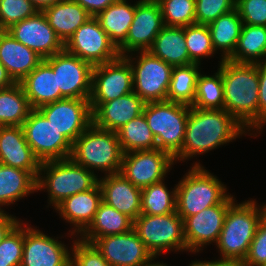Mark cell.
<instances>
[{"instance_id":"28","label":"cell","mask_w":266,"mask_h":266,"mask_svg":"<svg viewBox=\"0 0 266 266\" xmlns=\"http://www.w3.org/2000/svg\"><path fill=\"white\" fill-rule=\"evenodd\" d=\"M148 51L173 67L190 64L185 27L164 26Z\"/></svg>"},{"instance_id":"7","label":"cell","mask_w":266,"mask_h":266,"mask_svg":"<svg viewBox=\"0 0 266 266\" xmlns=\"http://www.w3.org/2000/svg\"><path fill=\"white\" fill-rule=\"evenodd\" d=\"M190 106L172 101L148 102L143 114L156 137L157 148L173 158L181 151Z\"/></svg>"},{"instance_id":"40","label":"cell","mask_w":266,"mask_h":266,"mask_svg":"<svg viewBox=\"0 0 266 266\" xmlns=\"http://www.w3.org/2000/svg\"><path fill=\"white\" fill-rule=\"evenodd\" d=\"M164 26L186 27L196 24L195 0H160Z\"/></svg>"},{"instance_id":"4","label":"cell","mask_w":266,"mask_h":266,"mask_svg":"<svg viewBox=\"0 0 266 266\" xmlns=\"http://www.w3.org/2000/svg\"><path fill=\"white\" fill-rule=\"evenodd\" d=\"M97 176L71 158L45 161L40 166L36 189H46L48 203L56 208L67 197L93 189L99 181Z\"/></svg>"},{"instance_id":"35","label":"cell","mask_w":266,"mask_h":266,"mask_svg":"<svg viewBox=\"0 0 266 266\" xmlns=\"http://www.w3.org/2000/svg\"><path fill=\"white\" fill-rule=\"evenodd\" d=\"M199 68V64L195 63L173 67L166 100L192 106Z\"/></svg>"},{"instance_id":"20","label":"cell","mask_w":266,"mask_h":266,"mask_svg":"<svg viewBox=\"0 0 266 266\" xmlns=\"http://www.w3.org/2000/svg\"><path fill=\"white\" fill-rule=\"evenodd\" d=\"M24 225V246L20 266H70L71 250L55 237ZM56 239V240H55Z\"/></svg>"},{"instance_id":"3","label":"cell","mask_w":266,"mask_h":266,"mask_svg":"<svg viewBox=\"0 0 266 266\" xmlns=\"http://www.w3.org/2000/svg\"><path fill=\"white\" fill-rule=\"evenodd\" d=\"M253 199L229 206L217 248L222 260L239 266L245 259L261 221L260 210Z\"/></svg>"},{"instance_id":"51","label":"cell","mask_w":266,"mask_h":266,"mask_svg":"<svg viewBox=\"0 0 266 266\" xmlns=\"http://www.w3.org/2000/svg\"><path fill=\"white\" fill-rule=\"evenodd\" d=\"M38 12L58 4L61 0H30Z\"/></svg>"},{"instance_id":"43","label":"cell","mask_w":266,"mask_h":266,"mask_svg":"<svg viewBox=\"0 0 266 266\" xmlns=\"http://www.w3.org/2000/svg\"><path fill=\"white\" fill-rule=\"evenodd\" d=\"M236 0H195L196 24L208 25L235 9Z\"/></svg>"},{"instance_id":"44","label":"cell","mask_w":266,"mask_h":266,"mask_svg":"<svg viewBox=\"0 0 266 266\" xmlns=\"http://www.w3.org/2000/svg\"><path fill=\"white\" fill-rule=\"evenodd\" d=\"M78 238L73 240L70 266H110L92 243Z\"/></svg>"},{"instance_id":"18","label":"cell","mask_w":266,"mask_h":266,"mask_svg":"<svg viewBox=\"0 0 266 266\" xmlns=\"http://www.w3.org/2000/svg\"><path fill=\"white\" fill-rule=\"evenodd\" d=\"M92 244L110 266H144L156 259L133 228L123 234L96 238Z\"/></svg>"},{"instance_id":"10","label":"cell","mask_w":266,"mask_h":266,"mask_svg":"<svg viewBox=\"0 0 266 266\" xmlns=\"http://www.w3.org/2000/svg\"><path fill=\"white\" fill-rule=\"evenodd\" d=\"M22 129L27 143L41 163L70 158L72 144L38 109H32Z\"/></svg>"},{"instance_id":"15","label":"cell","mask_w":266,"mask_h":266,"mask_svg":"<svg viewBox=\"0 0 266 266\" xmlns=\"http://www.w3.org/2000/svg\"><path fill=\"white\" fill-rule=\"evenodd\" d=\"M234 201L230 194L220 204L183 220L186 251L197 253L204 246L218 242L228 208Z\"/></svg>"},{"instance_id":"55","label":"cell","mask_w":266,"mask_h":266,"mask_svg":"<svg viewBox=\"0 0 266 266\" xmlns=\"http://www.w3.org/2000/svg\"><path fill=\"white\" fill-rule=\"evenodd\" d=\"M142 1H147V2H159L160 0H142Z\"/></svg>"},{"instance_id":"12","label":"cell","mask_w":266,"mask_h":266,"mask_svg":"<svg viewBox=\"0 0 266 266\" xmlns=\"http://www.w3.org/2000/svg\"><path fill=\"white\" fill-rule=\"evenodd\" d=\"M57 73V90L61 99H89L93 66L65 49L44 59Z\"/></svg>"},{"instance_id":"14","label":"cell","mask_w":266,"mask_h":266,"mask_svg":"<svg viewBox=\"0 0 266 266\" xmlns=\"http://www.w3.org/2000/svg\"><path fill=\"white\" fill-rule=\"evenodd\" d=\"M133 92V75L124 56L93 66L90 104H102Z\"/></svg>"},{"instance_id":"50","label":"cell","mask_w":266,"mask_h":266,"mask_svg":"<svg viewBox=\"0 0 266 266\" xmlns=\"http://www.w3.org/2000/svg\"><path fill=\"white\" fill-rule=\"evenodd\" d=\"M14 83L6 68L0 63V89L10 87Z\"/></svg>"},{"instance_id":"24","label":"cell","mask_w":266,"mask_h":266,"mask_svg":"<svg viewBox=\"0 0 266 266\" xmlns=\"http://www.w3.org/2000/svg\"><path fill=\"white\" fill-rule=\"evenodd\" d=\"M102 201V192L99 184L93 189L67 197L55 210L61 218L73 224L72 235H80L93 222L98 206ZM77 233V234H76Z\"/></svg>"},{"instance_id":"19","label":"cell","mask_w":266,"mask_h":266,"mask_svg":"<svg viewBox=\"0 0 266 266\" xmlns=\"http://www.w3.org/2000/svg\"><path fill=\"white\" fill-rule=\"evenodd\" d=\"M7 31L19 42L32 49L42 59L64 50V43L49 25L43 12L12 25Z\"/></svg>"},{"instance_id":"9","label":"cell","mask_w":266,"mask_h":266,"mask_svg":"<svg viewBox=\"0 0 266 266\" xmlns=\"http://www.w3.org/2000/svg\"><path fill=\"white\" fill-rule=\"evenodd\" d=\"M138 53L139 56L137 54L136 57L132 56L133 53H130L131 56H124L132 69L133 92L145 103L166 101L173 66L153 56L149 51Z\"/></svg>"},{"instance_id":"30","label":"cell","mask_w":266,"mask_h":266,"mask_svg":"<svg viewBox=\"0 0 266 266\" xmlns=\"http://www.w3.org/2000/svg\"><path fill=\"white\" fill-rule=\"evenodd\" d=\"M126 1L116 0L96 16L101 28L117 49L125 42L135 15V4L131 5Z\"/></svg>"},{"instance_id":"49","label":"cell","mask_w":266,"mask_h":266,"mask_svg":"<svg viewBox=\"0 0 266 266\" xmlns=\"http://www.w3.org/2000/svg\"><path fill=\"white\" fill-rule=\"evenodd\" d=\"M6 211H0V243L7 234L21 221L13 215L7 214ZM13 216V217H12Z\"/></svg>"},{"instance_id":"48","label":"cell","mask_w":266,"mask_h":266,"mask_svg":"<svg viewBox=\"0 0 266 266\" xmlns=\"http://www.w3.org/2000/svg\"><path fill=\"white\" fill-rule=\"evenodd\" d=\"M79 3L92 17H96L116 0H74Z\"/></svg>"},{"instance_id":"52","label":"cell","mask_w":266,"mask_h":266,"mask_svg":"<svg viewBox=\"0 0 266 266\" xmlns=\"http://www.w3.org/2000/svg\"><path fill=\"white\" fill-rule=\"evenodd\" d=\"M189 266H232L229 262L222 260L221 258L213 261H192Z\"/></svg>"},{"instance_id":"32","label":"cell","mask_w":266,"mask_h":266,"mask_svg":"<svg viewBox=\"0 0 266 266\" xmlns=\"http://www.w3.org/2000/svg\"><path fill=\"white\" fill-rule=\"evenodd\" d=\"M242 26L243 22L236 8L208 24L213 48L215 52H222L220 60L228 59L234 53Z\"/></svg>"},{"instance_id":"34","label":"cell","mask_w":266,"mask_h":266,"mask_svg":"<svg viewBox=\"0 0 266 266\" xmlns=\"http://www.w3.org/2000/svg\"><path fill=\"white\" fill-rule=\"evenodd\" d=\"M31 111L20 83L0 89V126H22Z\"/></svg>"},{"instance_id":"13","label":"cell","mask_w":266,"mask_h":266,"mask_svg":"<svg viewBox=\"0 0 266 266\" xmlns=\"http://www.w3.org/2000/svg\"><path fill=\"white\" fill-rule=\"evenodd\" d=\"M174 158L158 148L123 154L120 173L136 187L143 189L164 180Z\"/></svg>"},{"instance_id":"38","label":"cell","mask_w":266,"mask_h":266,"mask_svg":"<svg viewBox=\"0 0 266 266\" xmlns=\"http://www.w3.org/2000/svg\"><path fill=\"white\" fill-rule=\"evenodd\" d=\"M192 107L201 109H224V87L222 73L213 76L199 74Z\"/></svg>"},{"instance_id":"36","label":"cell","mask_w":266,"mask_h":266,"mask_svg":"<svg viewBox=\"0 0 266 266\" xmlns=\"http://www.w3.org/2000/svg\"><path fill=\"white\" fill-rule=\"evenodd\" d=\"M117 134L123 154L157 148L156 137L151 132L143 113L121 127Z\"/></svg>"},{"instance_id":"1","label":"cell","mask_w":266,"mask_h":266,"mask_svg":"<svg viewBox=\"0 0 266 266\" xmlns=\"http://www.w3.org/2000/svg\"><path fill=\"white\" fill-rule=\"evenodd\" d=\"M247 131L225 109H201L190 106L184 143L174 161L184 162L195 155L207 153L240 138Z\"/></svg>"},{"instance_id":"46","label":"cell","mask_w":266,"mask_h":266,"mask_svg":"<svg viewBox=\"0 0 266 266\" xmlns=\"http://www.w3.org/2000/svg\"><path fill=\"white\" fill-rule=\"evenodd\" d=\"M239 266H266V224L260 221L248 253Z\"/></svg>"},{"instance_id":"2","label":"cell","mask_w":266,"mask_h":266,"mask_svg":"<svg viewBox=\"0 0 266 266\" xmlns=\"http://www.w3.org/2000/svg\"><path fill=\"white\" fill-rule=\"evenodd\" d=\"M224 109L246 130L258 132L259 76L257 64L221 60ZM252 129V130H251Z\"/></svg>"},{"instance_id":"33","label":"cell","mask_w":266,"mask_h":266,"mask_svg":"<svg viewBox=\"0 0 266 266\" xmlns=\"http://www.w3.org/2000/svg\"><path fill=\"white\" fill-rule=\"evenodd\" d=\"M228 59L248 64L265 61L266 26L243 24L234 53Z\"/></svg>"},{"instance_id":"54","label":"cell","mask_w":266,"mask_h":266,"mask_svg":"<svg viewBox=\"0 0 266 266\" xmlns=\"http://www.w3.org/2000/svg\"><path fill=\"white\" fill-rule=\"evenodd\" d=\"M152 261H154V259L153 260H151L149 263H147V264H145L144 266H168L166 263H160V262H153L152 263Z\"/></svg>"},{"instance_id":"5","label":"cell","mask_w":266,"mask_h":266,"mask_svg":"<svg viewBox=\"0 0 266 266\" xmlns=\"http://www.w3.org/2000/svg\"><path fill=\"white\" fill-rule=\"evenodd\" d=\"M122 157L117 132L100 129L93 124L75 140L70 156L76 164L93 173L94 170L105 172V175L120 172Z\"/></svg>"},{"instance_id":"26","label":"cell","mask_w":266,"mask_h":266,"mask_svg":"<svg viewBox=\"0 0 266 266\" xmlns=\"http://www.w3.org/2000/svg\"><path fill=\"white\" fill-rule=\"evenodd\" d=\"M21 87L32 109L61 100V90H57V73L43 59L21 82Z\"/></svg>"},{"instance_id":"47","label":"cell","mask_w":266,"mask_h":266,"mask_svg":"<svg viewBox=\"0 0 266 266\" xmlns=\"http://www.w3.org/2000/svg\"><path fill=\"white\" fill-rule=\"evenodd\" d=\"M259 76L258 131L266 125V60L257 63Z\"/></svg>"},{"instance_id":"8","label":"cell","mask_w":266,"mask_h":266,"mask_svg":"<svg viewBox=\"0 0 266 266\" xmlns=\"http://www.w3.org/2000/svg\"><path fill=\"white\" fill-rule=\"evenodd\" d=\"M133 229L154 257L168 250L186 251L183 219L175 211L165 215L141 214Z\"/></svg>"},{"instance_id":"27","label":"cell","mask_w":266,"mask_h":266,"mask_svg":"<svg viewBox=\"0 0 266 266\" xmlns=\"http://www.w3.org/2000/svg\"><path fill=\"white\" fill-rule=\"evenodd\" d=\"M49 25L65 44L74 32L92 16L76 1L61 0L43 11Z\"/></svg>"},{"instance_id":"41","label":"cell","mask_w":266,"mask_h":266,"mask_svg":"<svg viewBox=\"0 0 266 266\" xmlns=\"http://www.w3.org/2000/svg\"><path fill=\"white\" fill-rule=\"evenodd\" d=\"M23 221L19 222L0 243V266H20L24 246Z\"/></svg>"},{"instance_id":"31","label":"cell","mask_w":266,"mask_h":266,"mask_svg":"<svg viewBox=\"0 0 266 266\" xmlns=\"http://www.w3.org/2000/svg\"><path fill=\"white\" fill-rule=\"evenodd\" d=\"M37 179L28 171L0 163V211L1 206L37 192Z\"/></svg>"},{"instance_id":"17","label":"cell","mask_w":266,"mask_h":266,"mask_svg":"<svg viewBox=\"0 0 266 266\" xmlns=\"http://www.w3.org/2000/svg\"><path fill=\"white\" fill-rule=\"evenodd\" d=\"M163 27L160 4L138 0L135 2V15L126 40L118 48L119 55L125 56L132 52L148 51Z\"/></svg>"},{"instance_id":"37","label":"cell","mask_w":266,"mask_h":266,"mask_svg":"<svg viewBox=\"0 0 266 266\" xmlns=\"http://www.w3.org/2000/svg\"><path fill=\"white\" fill-rule=\"evenodd\" d=\"M176 185L168 190L164 180L141 189V214L165 215L176 211Z\"/></svg>"},{"instance_id":"11","label":"cell","mask_w":266,"mask_h":266,"mask_svg":"<svg viewBox=\"0 0 266 266\" xmlns=\"http://www.w3.org/2000/svg\"><path fill=\"white\" fill-rule=\"evenodd\" d=\"M64 49L92 66L111 62L120 56L96 17L83 23L64 44Z\"/></svg>"},{"instance_id":"6","label":"cell","mask_w":266,"mask_h":266,"mask_svg":"<svg viewBox=\"0 0 266 266\" xmlns=\"http://www.w3.org/2000/svg\"><path fill=\"white\" fill-rule=\"evenodd\" d=\"M176 185V212L185 218L220 204L228 195L226 186L200 162L193 163Z\"/></svg>"},{"instance_id":"42","label":"cell","mask_w":266,"mask_h":266,"mask_svg":"<svg viewBox=\"0 0 266 266\" xmlns=\"http://www.w3.org/2000/svg\"><path fill=\"white\" fill-rule=\"evenodd\" d=\"M37 12L30 0H0V30H7Z\"/></svg>"},{"instance_id":"39","label":"cell","mask_w":266,"mask_h":266,"mask_svg":"<svg viewBox=\"0 0 266 266\" xmlns=\"http://www.w3.org/2000/svg\"><path fill=\"white\" fill-rule=\"evenodd\" d=\"M185 40L190 64H201V58L212 57L215 50L212 45L208 25L192 24L185 27Z\"/></svg>"},{"instance_id":"21","label":"cell","mask_w":266,"mask_h":266,"mask_svg":"<svg viewBox=\"0 0 266 266\" xmlns=\"http://www.w3.org/2000/svg\"><path fill=\"white\" fill-rule=\"evenodd\" d=\"M145 104L134 92L102 104H90L92 124L100 129L117 132L130 120L141 115Z\"/></svg>"},{"instance_id":"22","label":"cell","mask_w":266,"mask_h":266,"mask_svg":"<svg viewBox=\"0 0 266 266\" xmlns=\"http://www.w3.org/2000/svg\"><path fill=\"white\" fill-rule=\"evenodd\" d=\"M0 163L26 170L37 179L41 162L27 143L22 126H0Z\"/></svg>"},{"instance_id":"16","label":"cell","mask_w":266,"mask_h":266,"mask_svg":"<svg viewBox=\"0 0 266 266\" xmlns=\"http://www.w3.org/2000/svg\"><path fill=\"white\" fill-rule=\"evenodd\" d=\"M38 110L72 145L92 124L89 99L64 98L43 105Z\"/></svg>"},{"instance_id":"53","label":"cell","mask_w":266,"mask_h":266,"mask_svg":"<svg viewBox=\"0 0 266 266\" xmlns=\"http://www.w3.org/2000/svg\"><path fill=\"white\" fill-rule=\"evenodd\" d=\"M258 208L260 210L261 221L266 224V204L258 205Z\"/></svg>"},{"instance_id":"23","label":"cell","mask_w":266,"mask_h":266,"mask_svg":"<svg viewBox=\"0 0 266 266\" xmlns=\"http://www.w3.org/2000/svg\"><path fill=\"white\" fill-rule=\"evenodd\" d=\"M104 176L98 181L102 201L134 221L141 215V189L120 172Z\"/></svg>"},{"instance_id":"29","label":"cell","mask_w":266,"mask_h":266,"mask_svg":"<svg viewBox=\"0 0 266 266\" xmlns=\"http://www.w3.org/2000/svg\"><path fill=\"white\" fill-rule=\"evenodd\" d=\"M132 228L133 220L130 217L101 201L93 222L79 237L84 242L92 243L96 238L123 234Z\"/></svg>"},{"instance_id":"45","label":"cell","mask_w":266,"mask_h":266,"mask_svg":"<svg viewBox=\"0 0 266 266\" xmlns=\"http://www.w3.org/2000/svg\"><path fill=\"white\" fill-rule=\"evenodd\" d=\"M235 8L243 24L266 26V0H236Z\"/></svg>"},{"instance_id":"25","label":"cell","mask_w":266,"mask_h":266,"mask_svg":"<svg viewBox=\"0 0 266 266\" xmlns=\"http://www.w3.org/2000/svg\"><path fill=\"white\" fill-rule=\"evenodd\" d=\"M43 59L17 41L7 30H0V63L15 83H20Z\"/></svg>"}]
</instances>
